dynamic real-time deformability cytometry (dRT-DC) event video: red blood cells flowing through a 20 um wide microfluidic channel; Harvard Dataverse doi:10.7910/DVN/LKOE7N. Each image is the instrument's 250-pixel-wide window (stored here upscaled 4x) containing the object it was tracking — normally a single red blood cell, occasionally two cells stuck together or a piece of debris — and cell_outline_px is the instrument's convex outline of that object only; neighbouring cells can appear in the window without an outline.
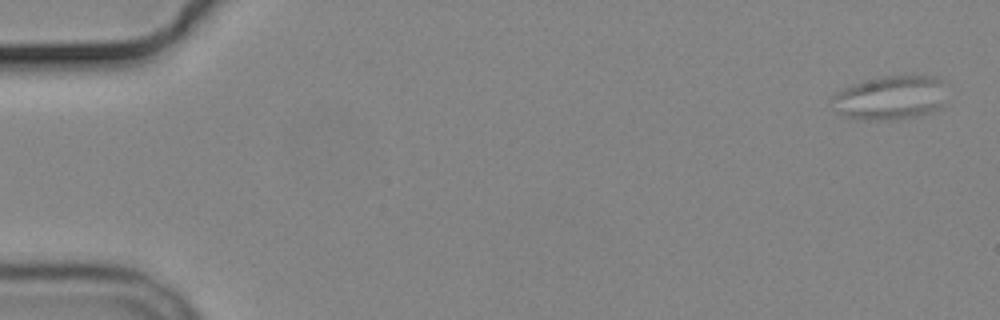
{"species": "common noctule bat (a hibernating species)", "species_latin": "Nyctalus noctula", "temperature_condition": "cold", "stored_images_in_passage": 5, "camera_frame_rate_fps": 3000, "um_per_image_px": 0.085, "animal": {"sex": "male", "body_mass_g": 19.2, "forearm_length_mm": 51.8}, "frame": {"image": 1, "passage_image": 1, "time_ms": 0.0, "image_size_px": [1000, 320], "cell_outline_px": [[944, 104], [940, 108], [932, 112], [916, 116], [888, 120], [860, 120], [844, 116], [836, 112], [832, 96], [840, 88], [852, 84], [884, 76], [940, 76], [944, 80]], "centroid_in_image_um": [75.69, 8.31], "position_along_channel_um": 9.3, "area_um2": 29.71}}
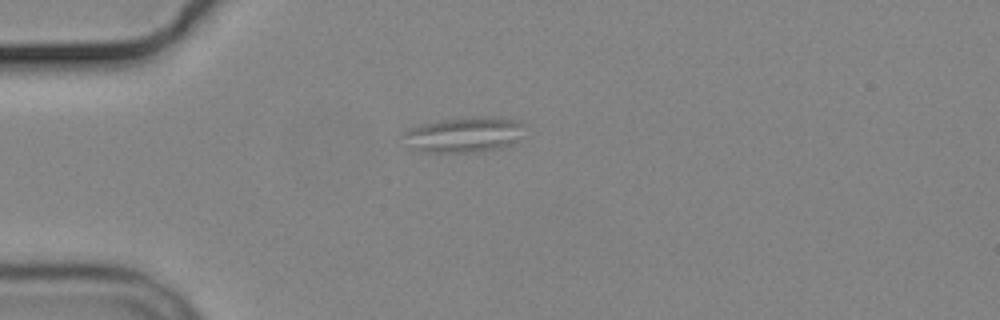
{"frame": {"image": 2, "passage_image": 5, "time_ms": 4.667, "image_size_px": [1000, 320], "cell_outline_px": [[524, 124], [516, 140], [512, 144], [500, 148], [476, 152], [420, 152], [408, 148], [404, 132], [408, 128], [440, 120], [468, 116], [500, 116], [520, 120]], "centroid_in_image_um": [39.45, 11.43], "position_along_channel_um": 45.6, "area_um2": 25.26}}